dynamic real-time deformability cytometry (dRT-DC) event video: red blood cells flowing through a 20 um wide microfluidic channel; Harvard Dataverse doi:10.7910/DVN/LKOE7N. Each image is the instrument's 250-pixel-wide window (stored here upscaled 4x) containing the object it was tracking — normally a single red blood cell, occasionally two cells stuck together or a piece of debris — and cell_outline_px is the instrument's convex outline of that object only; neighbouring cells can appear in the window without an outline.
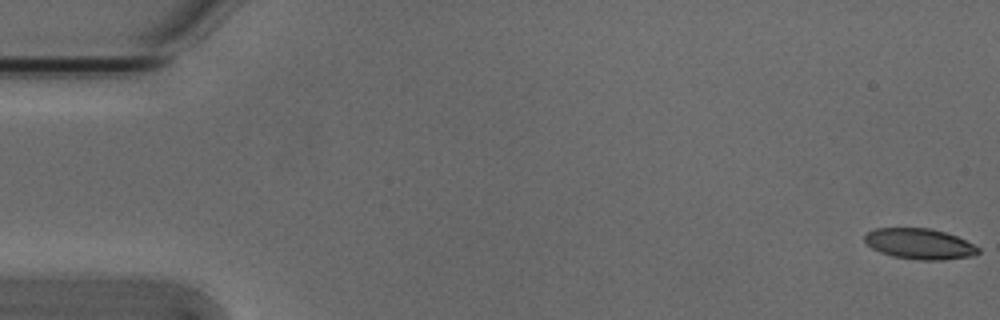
{"species": "Egyptian fruit bat (a non-hibernating species)", "species_latin": "Rousettus aegyptiacus", "temperature_condition": "cold", "stored_images_in_passage": 5, "camera_frame_rate_fps": 3000, "um_per_image_px": 0.085, "animal": {"sex": "male"}, "frame": {"image": 1, "passage_image": 1, "time_ms": 0.0, "image_size_px": [1000, 320], "cell_outline_px": [[980, 252], [972, 256], [944, 260], [916, 260], [892, 256], [880, 252], [872, 248], [864, 240], [864, 236], [868, 232], [876, 228], [928, 228], [944, 232], [956, 236], [980, 248]], "centroid_in_image_um": [78.16, 20.74], "position_along_channel_um": 6.8, "area_um2": 20.23}}
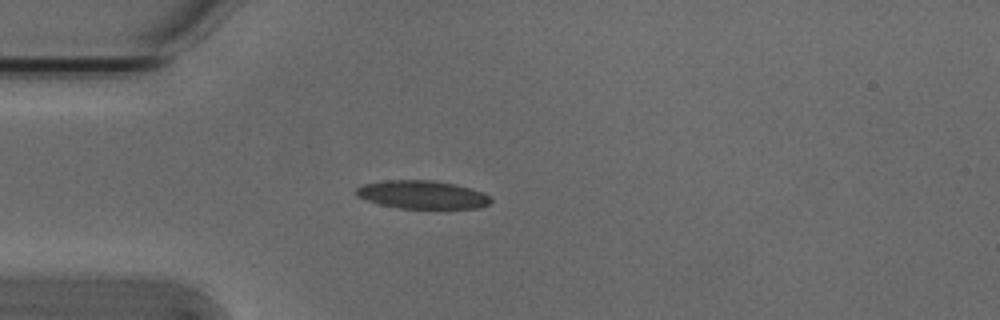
{"frame": {"image": 2, "passage_image": 5, "time_ms": 1.333, "image_size_px": [1000, 320], "cell_outline_px": [[492, 200], [488, 204], [480, 208], [400, 208], [380, 204], [356, 196], [356, 188], [364, 184], [384, 180], [432, 180], [452, 184], [484, 192]], "centroid_in_image_um": [35.88, 16.54], "position_along_channel_um": 49.1, "area_um2": 21.85}}